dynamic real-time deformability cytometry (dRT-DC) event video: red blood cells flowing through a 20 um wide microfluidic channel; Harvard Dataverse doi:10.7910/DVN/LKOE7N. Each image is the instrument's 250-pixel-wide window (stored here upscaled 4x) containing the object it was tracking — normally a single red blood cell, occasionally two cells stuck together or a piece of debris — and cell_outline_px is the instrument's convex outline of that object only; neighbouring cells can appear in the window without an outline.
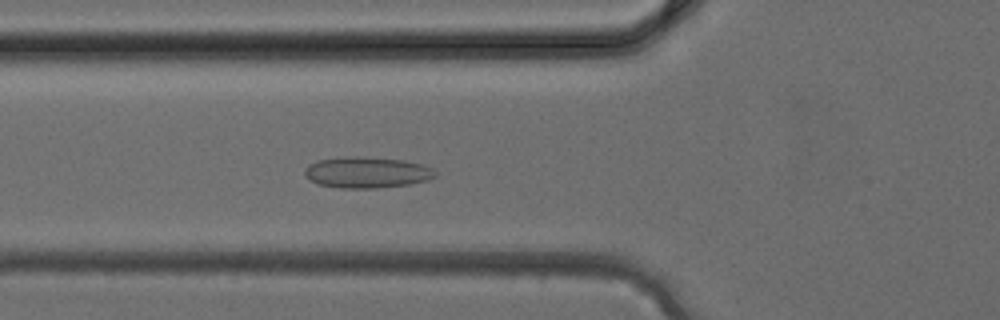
{"species": "common noctule bat (a hibernating species)", "species_latin": "Nyctalus noctula", "temperature_condition": "cold", "stored_images_in_passage": 38, "camera_frame_rate_fps": 3000, "um_per_image_px": 0.085, "animal": {"sex": "female", "body_mass_g": 24.6, "forearm_length_mm": 56.2}, "frame": {"image": 1, "passage_image": 14, "time_ms": 4.333, "image_size_px": [1000, 320], "cell_outline_px": [[436, 176], [428, 180], [408, 184], [376, 188], [340, 188], [320, 184], [304, 176], [304, 168], [308, 164], [316, 160], [344, 156], [356, 156], [404, 160], [424, 164], [432, 168], [436, 172]], "centroid_in_image_um": [31.17, 14.64], "position_along_channel_um": 94.6, "area_um2": 23.81}}
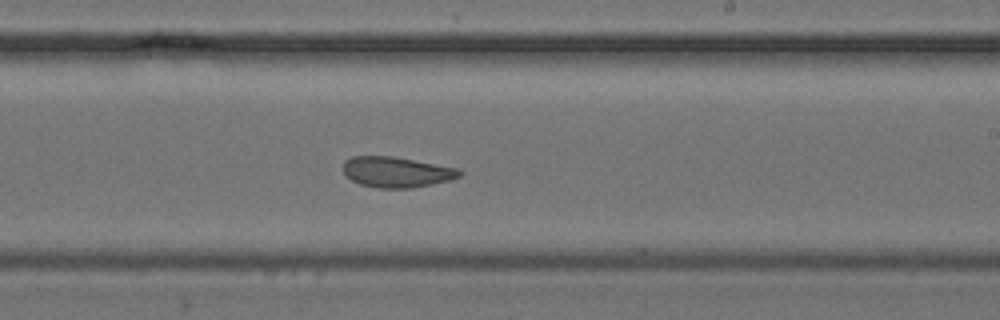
{"frame": {"image": 2, "passage_image": 23, "time_ms": 7.333, "image_size_px": [1000, 320], "cell_outline_px": [[464, 172], [460, 176], [448, 180], [432, 184], [412, 188], [376, 188], [360, 184], [344, 176], [344, 160], [352, 156], [392, 156], [460, 168]], "centroid_in_image_um": [33.71, 14.62], "position_along_channel_um": 255.3, "area_um2": 20.87}}
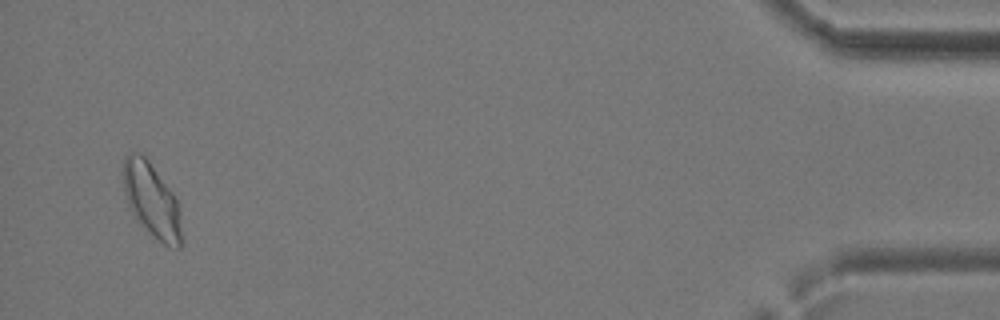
{"frame": {"image": 3, "passage_image": 37, "time_ms": 12.0, "image_size_px": [1000, 320], "cell_outline_px": [[184, 240], [180, 248], [176, 248], [164, 244], [148, 232], [128, 208], [124, 192], [124, 156], [128, 152], [140, 152], [148, 160], [172, 192], [176, 200], [180, 212]], "centroid_in_image_um": [12.91, 17.05], "position_along_channel_um": 422.3, "area_um2": 25.32}}